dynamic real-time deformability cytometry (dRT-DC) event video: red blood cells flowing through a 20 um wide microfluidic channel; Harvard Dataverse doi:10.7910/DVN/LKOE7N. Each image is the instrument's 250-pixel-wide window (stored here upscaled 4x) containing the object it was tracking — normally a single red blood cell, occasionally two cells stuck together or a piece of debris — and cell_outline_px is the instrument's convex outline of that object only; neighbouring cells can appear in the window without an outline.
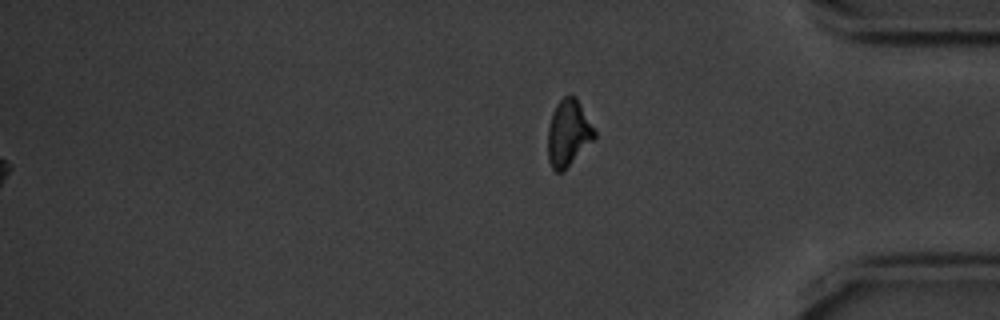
{"species": "common noctule bat (a hibernating species)", "species_latin": "Nyctalus noctula", "temperature_condition": "cold", "stored_images_in_passage": 57, "segment_of_instrument_passage": [2, 2], "camera_frame_rate_fps": 3000, "um_per_image_px": 0.085, "animal": {"sex": "male", "body_mass_g": 20.1, "forearm_length_mm": 53.5}, "frame": {"image": 1, "passage_image": 57, "time_ms": 18.667, "image_size_px": [1000, 320], "cell_outline_px": [[596, 136], [564, 172], [556, 172], [552, 168], [548, 160], [548, 128], [552, 112], [556, 104], [564, 96], [576, 96], [596, 132]], "centroid_in_image_um": [48.29, 11.33], "position_along_channel_um": 386.9, "area_um2": 18.03}}